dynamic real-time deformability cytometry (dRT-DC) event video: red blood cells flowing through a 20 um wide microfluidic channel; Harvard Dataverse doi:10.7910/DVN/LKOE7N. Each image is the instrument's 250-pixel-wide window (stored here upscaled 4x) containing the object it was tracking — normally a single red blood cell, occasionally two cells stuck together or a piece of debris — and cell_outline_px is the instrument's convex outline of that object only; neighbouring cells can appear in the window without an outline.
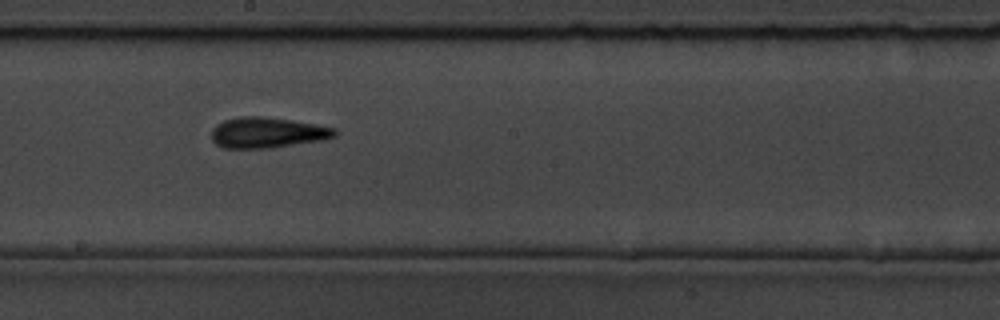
{"species": "common noctule bat (a hibernating species)", "species_latin": "Nyctalus noctula", "temperature_condition": "room temperature", "stored_images_in_passage": 10, "camera_frame_rate_fps": 3000, "um_per_image_px": 0.085, "animal": {"sex": "male", "body_mass_g": 19.5, "forearm_length_mm": 54.6}, "frame": {"image": 1, "passage_image": 9, "time_ms": 10.0, "image_size_px": [1000, 320], "cell_outline_px": [[336, 136], [324, 140], [272, 148], [224, 148], [216, 144], [212, 140], [212, 128], [216, 124], [224, 120], [240, 116], [264, 116], [292, 120], [316, 124], [336, 128]], "centroid_in_image_um": [22.73, 11.27], "position_along_channel_um": 225.5, "area_um2": 22.25}}